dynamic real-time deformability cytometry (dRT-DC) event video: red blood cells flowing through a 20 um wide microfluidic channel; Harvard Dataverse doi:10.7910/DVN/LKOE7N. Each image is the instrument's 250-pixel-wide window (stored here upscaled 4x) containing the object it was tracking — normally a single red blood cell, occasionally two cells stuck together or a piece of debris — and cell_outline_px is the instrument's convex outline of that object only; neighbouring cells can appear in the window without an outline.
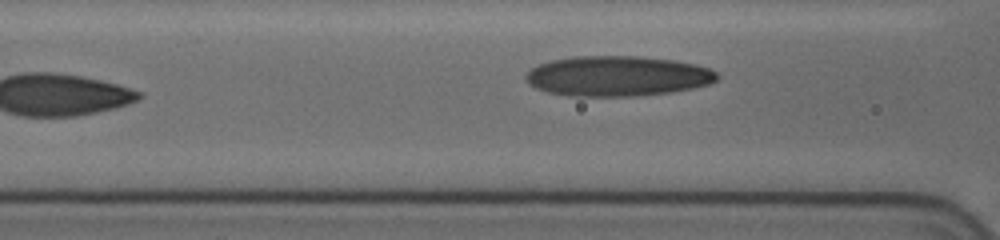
{"species": "human", "species_latin": "Homo sapiens", "temperature_condition": "cold", "stored_images_in_passage": 7, "segment_of_instrument_passage": [2, 2], "camera_frame_rate_fps": 3000, "um_per_image_px": 0.085, "donor": {"sex": "female"}, "frame": {"image": 1, "passage_image": 7, "time_ms": 4.0, "image_size_px": [1000, 240], "cell_outline_px": [[720, 76], [716, 80], [708, 84], [692, 88], [668, 92], [632, 96], [568, 96], [548, 92], [536, 88], [528, 84], [524, 76], [532, 68], [548, 60], [572, 56], [640, 56], [676, 60], [696, 64], [712, 68]], "centroid_in_image_um": [52.48, 6.45], "position_along_channel_um": 114.1, "area_um2": 45.08}}